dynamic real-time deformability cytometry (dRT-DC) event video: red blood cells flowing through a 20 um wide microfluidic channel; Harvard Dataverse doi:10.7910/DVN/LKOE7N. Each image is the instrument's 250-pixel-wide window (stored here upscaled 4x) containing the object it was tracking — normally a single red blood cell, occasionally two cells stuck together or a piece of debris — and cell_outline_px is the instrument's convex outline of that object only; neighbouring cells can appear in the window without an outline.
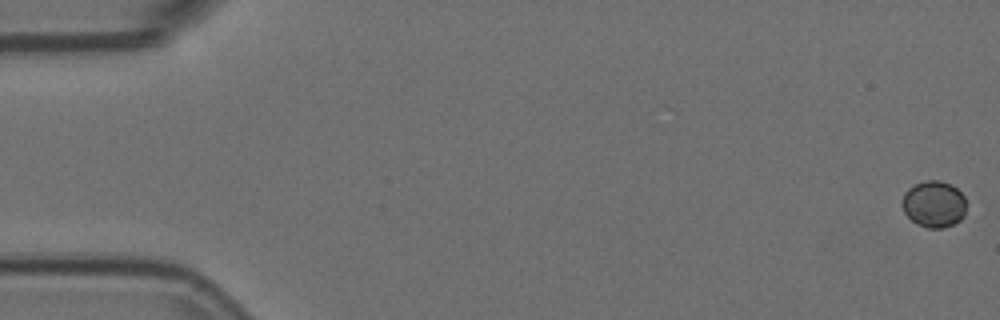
{"species": "Egyptian fruit bat (a non-hibernating species)", "species_latin": "Rousettus aegyptiacus", "temperature_condition": "room temperature", "stored_images_in_passage": 59, "camera_frame_rate_fps": 3000, "um_per_image_px": 0.085, "animal": {"sex": "female"}, "frame": {"image": 1, "passage_image": 1, "time_ms": 0.0, "image_size_px": [1000, 320], "cell_outline_px": [[964, 216], [960, 220], [944, 228], [928, 228], [916, 224], [904, 212], [900, 204], [904, 192], [908, 188], [924, 180], [940, 180], [952, 184], [964, 196]], "centroid_in_image_um": [79.35, 17.34], "position_along_channel_um": 5.7, "area_um2": 17.51}}
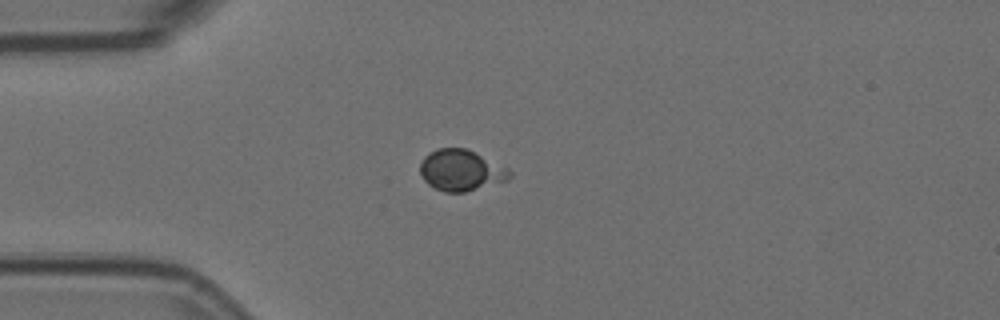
{"frame": {"image": 2, "passage_image": 16, "time_ms": 5.0, "image_size_px": [1000, 320], "cell_outline_px": [[512, 176], [508, 180], [464, 192], [444, 192], [432, 188], [424, 180], [420, 172], [420, 164], [424, 156], [428, 152], [436, 148], [468, 148], [508, 168], [512, 172]], "centroid_in_image_um": [39.17, 14.47], "position_along_channel_um": 45.8, "area_um2": 21.68}}